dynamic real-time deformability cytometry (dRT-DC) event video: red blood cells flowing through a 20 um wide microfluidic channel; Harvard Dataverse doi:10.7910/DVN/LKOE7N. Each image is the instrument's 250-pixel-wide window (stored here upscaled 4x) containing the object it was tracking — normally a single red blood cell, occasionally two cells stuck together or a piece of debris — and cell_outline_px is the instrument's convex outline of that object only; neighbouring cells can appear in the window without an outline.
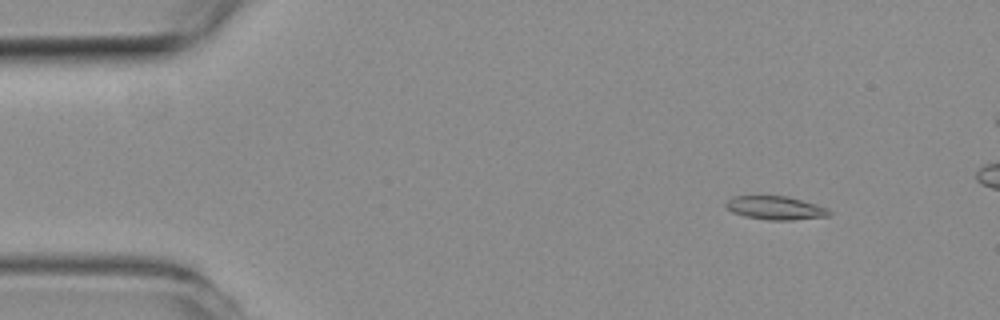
{"species": "common noctule bat (a hibernating species)", "species_latin": "Nyctalus noctula", "temperature_condition": "room temperature", "stored_images_in_passage": 51, "camera_frame_rate_fps": 3000, "um_per_image_px": 0.085, "animal": {"sex": "female", "body_mass_g": 19.3, "forearm_length_mm": 54.1}, "frame": {"image": 1, "passage_image": 5, "time_ms": 1.333, "image_size_px": [1000, 320], "cell_outline_px": [[832, 212], [828, 216], [792, 220], [768, 220], [744, 216], [732, 212], [724, 204], [732, 196], [788, 196], [816, 204], [828, 208]], "centroid_in_image_um": [65.92, 17.67], "position_along_channel_um": 19.1, "area_um2": 14.16}}
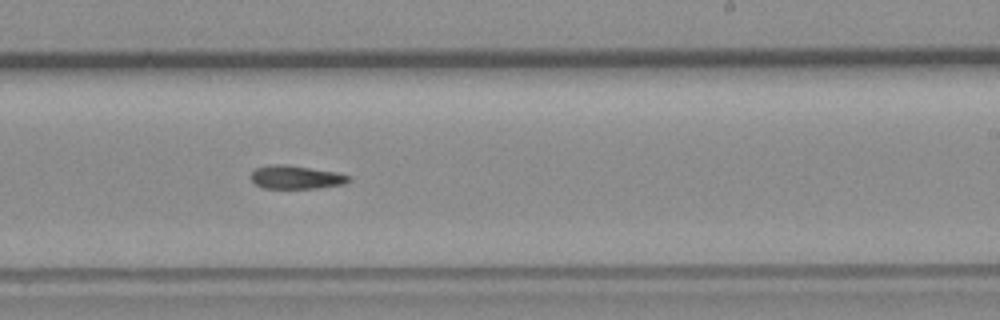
{"frame": {"image": 2, "passage_image": 30, "time_ms": 9.667, "image_size_px": [1000, 320], "cell_outline_px": [[352, 180], [344, 184], [320, 188], [264, 188], [256, 184], [252, 180], [252, 172], [256, 168], [272, 164], [284, 164], [336, 172], [352, 176]], "centroid_in_image_um": [25.22, 15.07], "position_along_channel_um": 263.8, "area_um2": 13.29}}
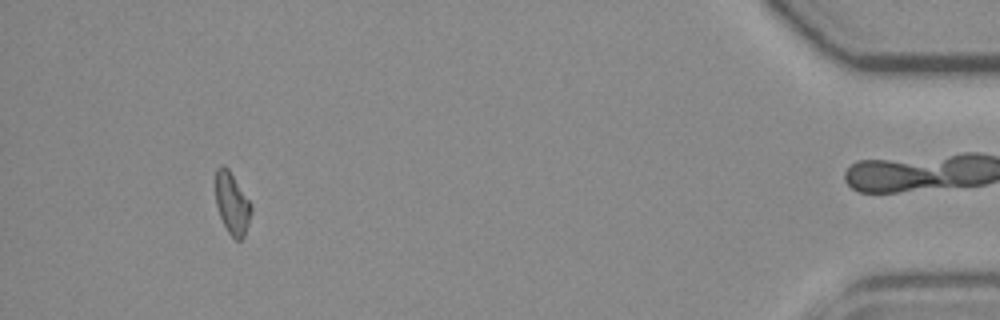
{"frame": {"image": 3, "passage_image": 47, "time_ms": 15.333, "image_size_px": [1000, 320], "cell_outline_px": [[252, 212], [244, 236], [240, 240], [236, 240], [228, 232], [220, 216], [216, 204], [216, 168], [220, 164], [224, 164], [228, 168], [252, 204]], "centroid_in_image_um": [19.73, 17.26], "position_along_channel_um": 415.5, "area_um2": 12.83}}